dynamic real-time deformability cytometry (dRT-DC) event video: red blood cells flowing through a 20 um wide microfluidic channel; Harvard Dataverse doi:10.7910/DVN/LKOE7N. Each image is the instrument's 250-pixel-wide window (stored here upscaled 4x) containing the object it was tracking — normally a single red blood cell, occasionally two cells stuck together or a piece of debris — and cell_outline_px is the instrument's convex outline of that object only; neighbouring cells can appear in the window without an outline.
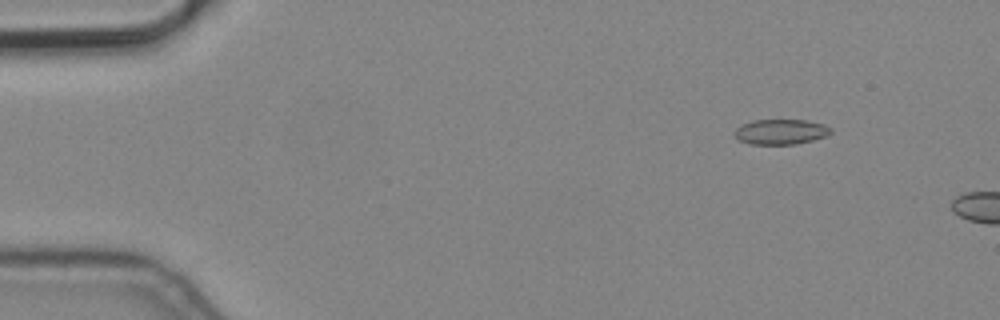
{"species": "common noctule bat (a hibernating species)", "species_latin": "Nyctalus noctula", "temperature_condition": "cold", "stored_images_in_passage": 5, "segment_of_instrument_passage": [2, 2], "camera_frame_rate_fps": 3000, "um_per_image_px": 0.085, "animal": {"sex": "male", "body_mass_g": 19.2, "forearm_length_mm": 51.8}, "frame": {"image": 1, "passage_image": 5, "time_ms": 1.333, "image_size_px": [1000, 320], "cell_outline_px": [[832, 132], [824, 136], [812, 140], [796, 144], [748, 144], [740, 140], [732, 132], [736, 128], [752, 120], [808, 120], [824, 124], [832, 128]], "centroid_in_image_um": [66.37, 11.2], "position_along_channel_um": 18.6, "area_um2": 14.1}}